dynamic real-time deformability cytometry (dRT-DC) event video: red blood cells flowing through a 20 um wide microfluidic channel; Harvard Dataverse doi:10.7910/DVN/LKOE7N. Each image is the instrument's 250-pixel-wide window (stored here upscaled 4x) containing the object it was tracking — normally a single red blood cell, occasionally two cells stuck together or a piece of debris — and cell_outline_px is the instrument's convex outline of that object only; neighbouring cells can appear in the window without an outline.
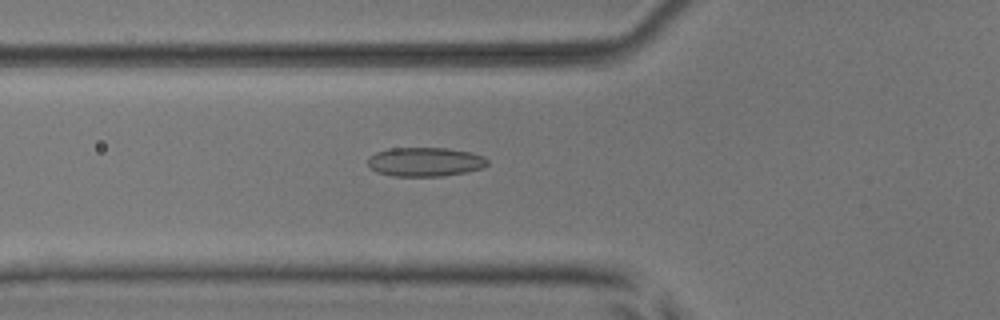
{"species": "common noctule bat (a hibernating species)", "species_latin": "Nyctalus noctula", "temperature_condition": "room temperature", "stored_images_in_passage": 34, "camera_frame_rate_fps": 3000, "um_per_image_px": 0.085, "animal": {"sex": "male", "body_mass_g": 17.9, "forearm_length_mm": 54.2}, "frame": {"image": 1, "passage_image": 4, "time_ms": 1.0, "image_size_px": [1000, 320], "cell_outline_px": [[488, 164], [484, 168], [444, 176], [392, 176], [376, 172], [368, 164], [368, 156], [376, 152], [388, 148], [448, 148], [472, 152], [484, 156], [488, 160]], "centroid_in_image_um": [36.14, 13.75], "position_along_channel_um": 89.7, "area_um2": 20.46}}
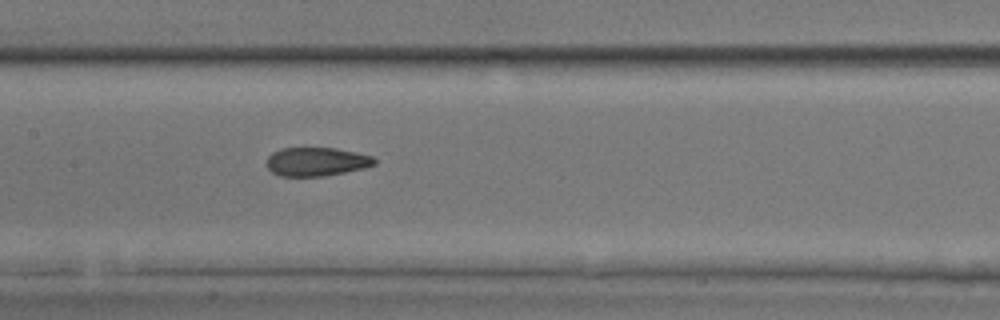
{"frame": {"image": 2, "passage_image": 11, "time_ms": 3.333, "image_size_px": [1000, 320], "cell_outline_px": [[376, 164], [364, 168], [324, 176], [280, 176], [272, 172], [268, 168], [268, 156], [272, 152], [280, 148], [336, 148], [356, 152], [372, 156], [376, 160]], "centroid_in_image_um": [26.9, 13.74], "position_along_channel_um": 180.5, "area_um2": 17.98}}
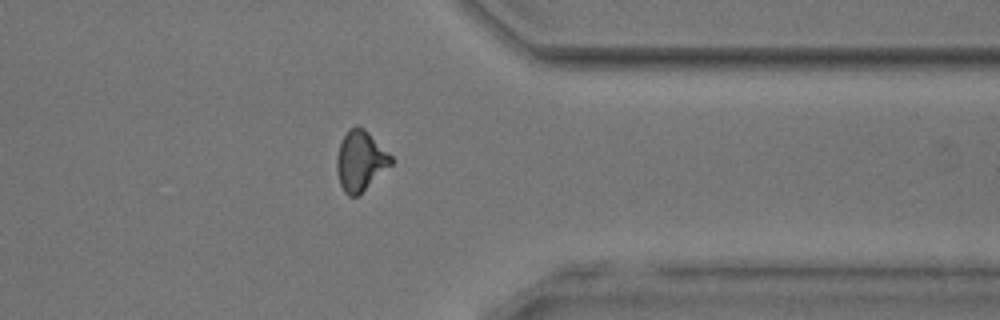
{"frame": {"image": 3, "passage_image": 27, "time_ms": 8.667, "image_size_px": [1000, 320], "cell_outline_px": [[392, 164], [356, 196], [348, 196], [344, 192], [340, 184], [336, 168], [336, 156], [340, 144], [348, 128], [364, 128], [392, 156]], "centroid_in_image_um": [30.61, 13.67], "position_along_channel_um": 380.8, "area_um2": 18.55}}